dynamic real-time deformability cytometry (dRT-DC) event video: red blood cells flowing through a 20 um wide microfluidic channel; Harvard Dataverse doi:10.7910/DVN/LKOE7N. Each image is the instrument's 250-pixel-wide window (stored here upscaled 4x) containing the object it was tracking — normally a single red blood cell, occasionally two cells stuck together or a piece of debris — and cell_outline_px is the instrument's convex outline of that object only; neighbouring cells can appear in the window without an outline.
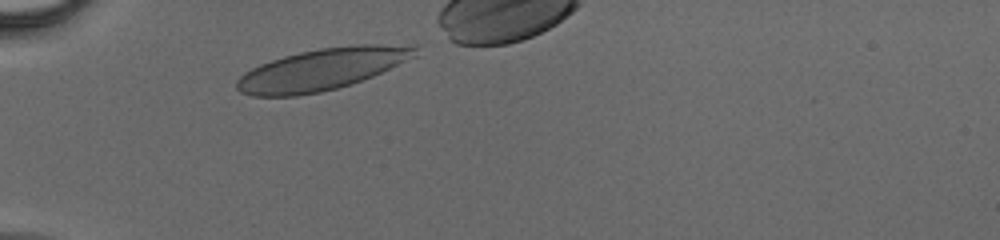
{"species": "human", "species_latin": "Homo sapiens", "temperature_condition": "cold", "stored_images_in_passage": 27, "camera_frame_rate_fps": 3000, "um_per_image_px": 0.085, "donor": {"sex": "male"}, "frame": {"image": 1, "passage_image": 1, "time_ms": 0.0, "image_size_px": [1000, 240], "cell_outline_px": [[420, 44], [416, 56], [372, 76], [352, 84], [320, 92], [296, 96], [252, 96], [240, 92], [236, 88], [236, 80], [244, 72], [260, 64], [284, 56], [300, 52], [320, 48], [360, 44]], "centroid_in_image_um": [27.39, 5.88], "position_along_channel_um": 57.6, "area_um2": 43.41}}
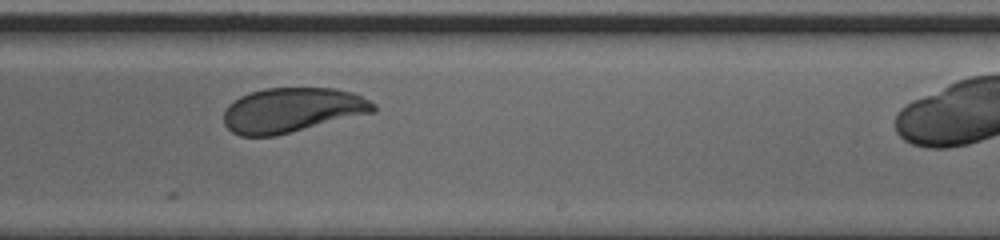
{"frame": {"image": 2, "passage_image": 16, "time_ms": 5.0, "image_size_px": [1000, 240], "cell_outline_px": [[376, 112], [276, 136], [240, 136], [232, 132], [224, 124], [224, 112], [228, 104], [240, 96], [264, 88], [336, 88], [352, 92], [376, 104]], "centroid_in_image_um": [24.84, 9.36], "position_along_channel_um": 264.2, "area_um2": 39.19}}
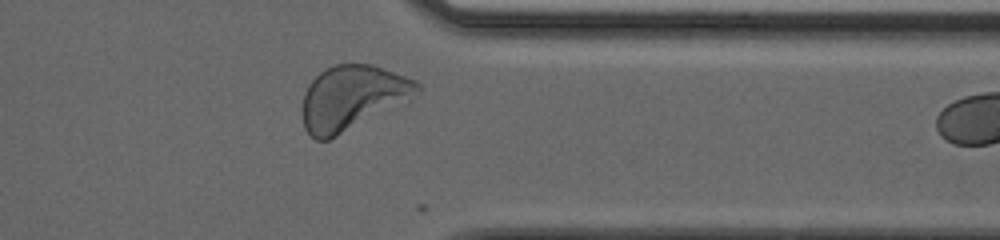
{"frame": {"image": 3, "passage_image": 24, "time_ms": 7.667, "image_size_px": [1000, 240], "cell_outline_px": [[420, 88], [408, 100], [328, 140], [316, 140], [304, 128], [300, 112], [300, 108], [304, 92], [308, 84], [320, 72], [336, 64], [372, 64], [416, 80], [420, 84]], "centroid_in_image_um": [29.87, 8.3], "position_along_channel_um": 381.5, "area_um2": 42.77}}